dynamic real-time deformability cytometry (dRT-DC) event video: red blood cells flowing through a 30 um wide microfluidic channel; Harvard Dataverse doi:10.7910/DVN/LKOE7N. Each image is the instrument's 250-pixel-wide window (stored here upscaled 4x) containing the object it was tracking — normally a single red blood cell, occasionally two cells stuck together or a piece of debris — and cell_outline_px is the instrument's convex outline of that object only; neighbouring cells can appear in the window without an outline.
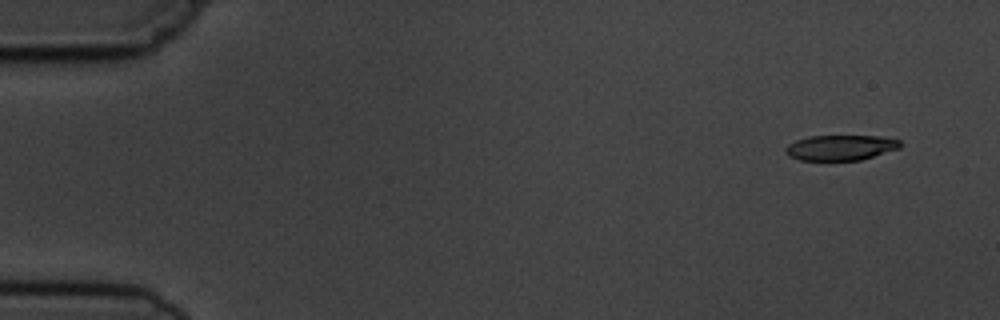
{"species": "common noctule bat (a hibernating species)", "species_latin": "Nyctalus noctula", "temperature_condition": "cold", "stored_images_in_passage": 5, "camera_frame_rate_fps": 3000, "um_per_image_px": 0.085, "animal": {"sex": "male", "body_mass_g": 19.5, "forearm_length_mm": 54.6}, "frame": {"image": 1, "passage_image": 1, "time_ms": 0.0, "image_size_px": [1000, 320], "cell_outline_px": [[900, 148], [860, 160], [800, 160], [788, 156], [784, 152], [784, 148], [788, 144], [796, 140], [808, 136], [880, 136], [900, 140]], "centroid_in_image_um": [71.41, 12.54], "position_along_channel_um": 13.6, "area_um2": 16.94}}
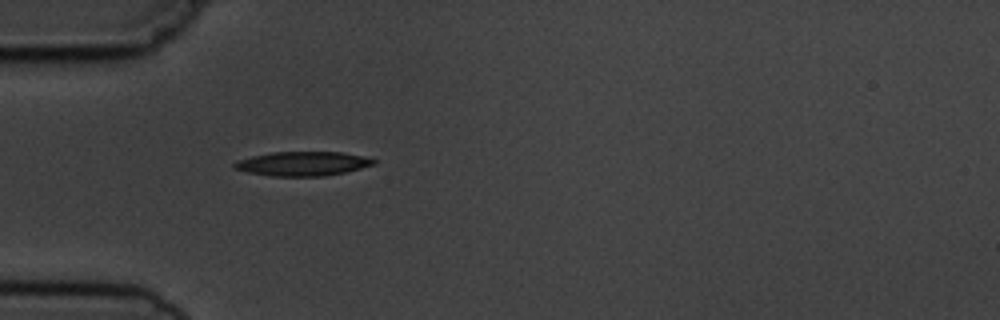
{"frame": {"image": 2, "passage_image": 5, "time_ms": 4.333, "image_size_px": [1000, 320], "cell_outline_px": [[376, 164], [344, 172], [324, 176], [272, 176], [248, 172], [232, 168], [232, 164], [236, 160], [252, 156], [272, 152], [340, 152], [364, 156], [376, 160]], "centroid_in_image_um": [25.69, 13.91], "position_along_channel_um": 59.3, "area_um2": 19.65}}